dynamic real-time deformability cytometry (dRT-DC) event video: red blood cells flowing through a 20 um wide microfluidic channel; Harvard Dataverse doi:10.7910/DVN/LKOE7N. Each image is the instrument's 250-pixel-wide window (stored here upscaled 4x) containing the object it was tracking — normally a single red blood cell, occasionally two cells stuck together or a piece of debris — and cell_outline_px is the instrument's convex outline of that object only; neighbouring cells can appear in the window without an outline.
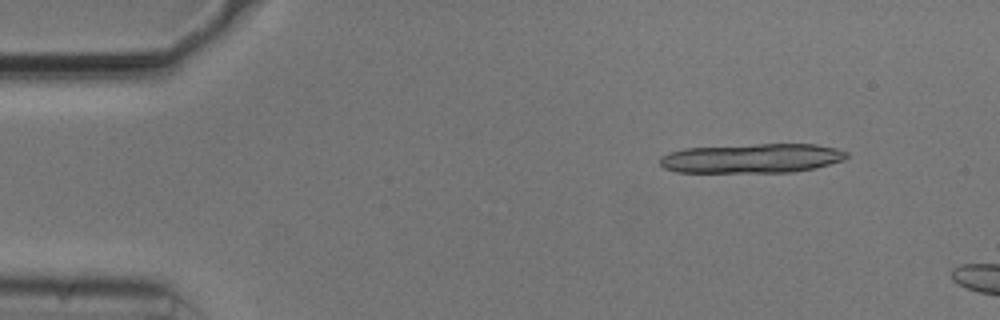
{"species": "common noctule bat (a hibernating species)", "species_latin": "Nyctalus noctula", "temperature_condition": "cold", "stored_images_in_passage": 13, "camera_frame_rate_fps": 3000, "um_per_image_px": 0.085, "animal": {"sex": "male", "body_mass_g": 20.5, "forearm_length_mm": 52.5}, "frame": {"image": 1, "passage_image": 6, "time_ms": 1.667, "image_size_px": [1000, 320], "cell_outline_px": [[848, 156], [844, 160], [816, 168], [792, 172], [676, 172], [664, 168], [660, 164], [660, 156], [684, 148], [756, 144], [816, 144], [836, 148], [848, 152]], "centroid_in_image_um": [63.94, 13.45], "position_along_channel_um": 21.1, "area_um2": 32.08}}